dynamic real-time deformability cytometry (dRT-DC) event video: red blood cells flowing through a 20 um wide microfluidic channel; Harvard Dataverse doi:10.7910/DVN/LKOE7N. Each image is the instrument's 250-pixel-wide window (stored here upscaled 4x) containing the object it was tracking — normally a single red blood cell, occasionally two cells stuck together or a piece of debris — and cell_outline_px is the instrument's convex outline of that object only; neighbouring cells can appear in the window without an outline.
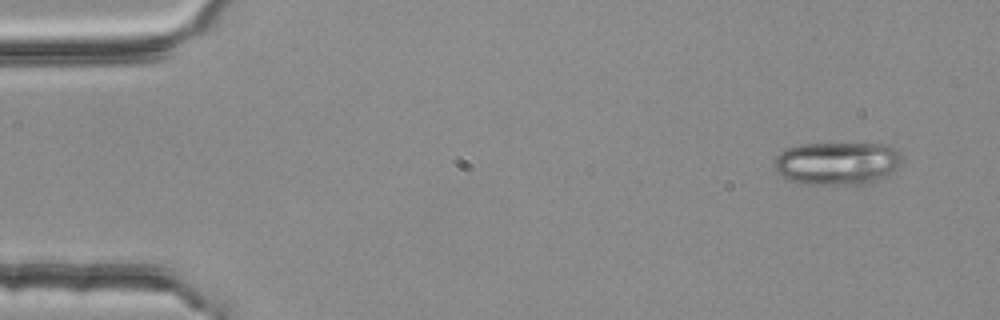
{"species": "common noctule bat (a hibernating species)", "species_latin": "Nyctalus noctula", "temperature_condition": "room temperature", "stored_images_in_passage": 4, "camera_frame_rate_fps": 3000, "um_per_image_px": 0.085, "animal": {"sex": "female", "body_mass_g": 25.1}, "frame": {"image": 1, "passage_image": 1, "time_ms": 0.0, "image_size_px": [1000, 320], "cell_outline_px": [[900, 164], [888, 176], [872, 184], [800, 184], [788, 180], [780, 176], [772, 168], [776, 156], [784, 148], [800, 144], [888, 144], [896, 148], [900, 152]], "centroid_in_image_um": [71.13, 13.89], "position_along_channel_um": 13.9, "area_um2": 32.6}}